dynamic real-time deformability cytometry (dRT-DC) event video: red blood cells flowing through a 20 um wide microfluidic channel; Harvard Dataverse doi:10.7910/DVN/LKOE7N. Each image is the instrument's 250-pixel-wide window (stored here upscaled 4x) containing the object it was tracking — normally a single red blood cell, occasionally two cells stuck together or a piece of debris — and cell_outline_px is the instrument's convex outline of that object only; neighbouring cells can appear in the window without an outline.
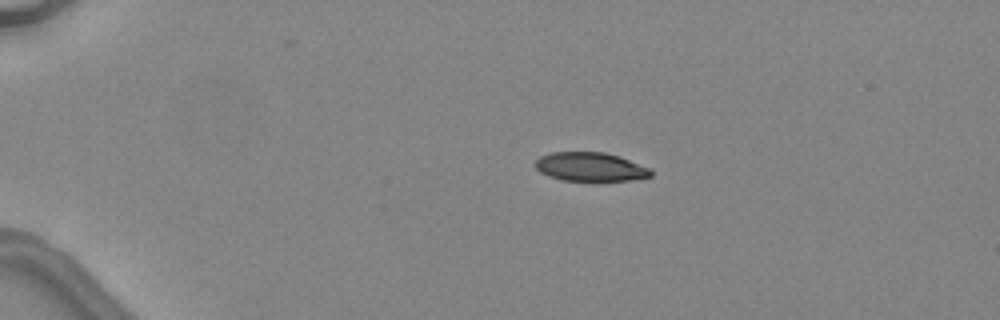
{"species": "common noctule bat (a hibernating species)", "species_latin": "Nyctalus noctula", "temperature_condition": "warm", "stored_images_in_passage": 4, "camera_frame_rate_fps": 3000, "um_per_image_px": 0.085, "animal": {"sex": "female", "body_mass_g": 24.6, "forearm_length_mm": 56.2}, "frame": {"image": 1, "passage_image": 1, "time_ms": 0.0, "image_size_px": [1000, 320], "cell_outline_px": [[652, 176], [632, 180], [560, 180], [548, 176], [540, 172], [536, 168], [536, 160], [540, 156], [552, 152], [604, 152], [620, 156], [652, 168]], "centroid_in_image_um": [50.21, 14.17], "position_along_channel_um": 34.8, "area_um2": 19.48}}